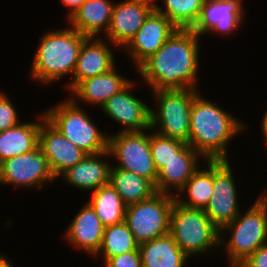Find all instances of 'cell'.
Instances as JSON below:
<instances>
[{"label": "cell", "instance_id": "1", "mask_svg": "<svg viewBox=\"0 0 267 267\" xmlns=\"http://www.w3.org/2000/svg\"><path fill=\"white\" fill-rule=\"evenodd\" d=\"M199 38L192 29L175 30L162 47L137 68L139 77L151 91L185 88L197 90Z\"/></svg>", "mask_w": 267, "mask_h": 267}, {"label": "cell", "instance_id": "2", "mask_svg": "<svg viewBox=\"0 0 267 267\" xmlns=\"http://www.w3.org/2000/svg\"><path fill=\"white\" fill-rule=\"evenodd\" d=\"M245 127L240 119L199 91L192 103L188 144L205 160H229L228 143Z\"/></svg>", "mask_w": 267, "mask_h": 267}, {"label": "cell", "instance_id": "3", "mask_svg": "<svg viewBox=\"0 0 267 267\" xmlns=\"http://www.w3.org/2000/svg\"><path fill=\"white\" fill-rule=\"evenodd\" d=\"M68 27L42 34L30 70L34 81L49 86L66 75L73 76L81 46L88 37Z\"/></svg>", "mask_w": 267, "mask_h": 267}, {"label": "cell", "instance_id": "4", "mask_svg": "<svg viewBox=\"0 0 267 267\" xmlns=\"http://www.w3.org/2000/svg\"><path fill=\"white\" fill-rule=\"evenodd\" d=\"M251 206L220 231V247L226 250L230 267H238L267 243V190ZM227 233H230L229 240L225 238Z\"/></svg>", "mask_w": 267, "mask_h": 267}, {"label": "cell", "instance_id": "5", "mask_svg": "<svg viewBox=\"0 0 267 267\" xmlns=\"http://www.w3.org/2000/svg\"><path fill=\"white\" fill-rule=\"evenodd\" d=\"M44 112L46 119L86 154L108 150L109 134L100 131L77 101L67 98Z\"/></svg>", "mask_w": 267, "mask_h": 267}, {"label": "cell", "instance_id": "6", "mask_svg": "<svg viewBox=\"0 0 267 267\" xmlns=\"http://www.w3.org/2000/svg\"><path fill=\"white\" fill-rule=\"evenodd\" d=\"M170 234L189 257L212 253L221 246L220 230L204 210L183 206L176 200L170 214Z\"/></svg>", "mask_w": 267, "mask_h": 267}, {"label": "cell", "instance_id": "7", "mask_svg": "<svg viewBox=\"0 0 267 267\" xmlns=\"http://www.w3.org/2000/svg\"><path fill=\"white\" fill-rule=\"evenodd\" d=\"M197 91L191 88L152 91L156 100L154 106L158 108L155 111L151 107L150 129L188 144L191 108Z\"/></svg>", "mask_w": 267, "mask_h": 267}, {"label": "cell", "instance_id": "8", "mask_svg": "<svg viewBox=\"0 0 267 267\" xmlns=\"http://www.w3.org/2000/svg\"><path fill=\"white\" fill-rule=\"evenodd\" d=\"M175 195L155 193L126 207L125 222L140 244L170 233V214Z\"/></svg>", "mask_w": 267, "mask_h": 267}, {"label": "cell", "instance_id": "9", "mask_svg": "<svg viewBox=\"0 0 267 267\" xmlns=\"http://www.w3.org/2000/svg\"><path fill=\"white\" fill-rule=\"evenodd\" d=\"M150 130L109 134L108 151L109 158L114 156L115 161L118 160L117 165H112V168L131 171L156 186L158 171L150 149Z\"/></svg>", "mask_w": 267, "mask_h": 267}, {"label": "cell", "instance_id": "10", "mask_svg": "<svg viewBox=\"0 0 267 267\" xmlns=\"http://www.w3.org/2000/svg\"><path fill=\"white\" fill-rule=\"evenodd\" d=\"M231 168L229 160H213V195L204 212L220 231L241 212Z\"/></svg>", "mask_w": 267, "mask_h": 267}, {"label": "cell", "instance_id": "11", "mask_svg": "<svg viewBox=\"0 0 267 267\" xmlns=\"http://www.w3.org/2000/svg\"><path fill=\"white\" fill-rule=\"evenodd\" d=\"M56 180L47 157L38 146L32 152L9 158L0 163V184L19 188H41Z\"/></svg>", "mask_w": 267, "mask_h": 267}, {"label": "cell", "instance_id": "12", "mask_svg": "<svg viewBox=\"0 0 267 267\" xmlns=\"http://www.w3.org/2000/svg\"><path fill=\"white\" fill-rule=\"evenodd\" d=\"M178 28L163 14L153 9L146 17L143 26L124 47L125 54L133 61L136 69L152 54L157 52L164 42Z\"/></svg>", "mask_w": 267, "mask_h": 267}, {"label": "cell", "instance_id": "13", "mask_svg": "<svg viewBox=\"0 0 267 267\" xmlns=\"http://www.w3.org/2000/svg\"><path fill=\"white\" fill-rule=\"evenodd\" d=\"M135 83L131 81L124 89L114 94L101 107L111 120L119 123V132L143 131L150 129L151 107L142 99L135 97L133 90Z\"/></svg>", "mask_w": 267, "mask_h": 267}, {"label": "cell", "instance_id": "14", "mask_svg": "<svg viewBox=\"0 0 267 267\" xmlns=\"http://www.w3.org/2000/svg\"><path fill=\"white\" fill-rule=\"evenodd\" d=\"M38 146L47 157L56 179L86 156L84 151L65 138L46 118L40 125Z\"/></svg>", "mask_w": 267, "mask_h": 267}, {"label": "cell", "instance_id": "15", "mask_svg": "<svg viewBox=\"0 0 267 267\" xmlns=\"http://www.w3.org/2000/svg\"><path fill=\"white\" fill-rule=\"evenodd\" d=\"M153 9L154 6L151 4L139 2L123 0L115 3L108 30L103 37L110 42L111 46L124 49Z\"/></svg>", "mask_w": 267, "mask_h": 267}, {"label": "cell", "instance_id": "16", "mask_svg": "<svg viewBox=\"0 0 267 267\" xmlns=\"http://www.w3.org/2000/svg\"><path fill=\"white\" fill-rule=\"evenodd\" d=\"M110 42L102 37H88L81 46L73 80L66 83L71 91L80 81L98 76L113 69L116 65Z\"/></svg>", "mask_w": 267, "mask_h": 267}, {"label": "cell", "instance_id": "17", "mask_svg": "<svg viewBox=\"0 0 267 267\" xmlns=\"http://www.w3.org/2000/svg\"><path fill=\"white\" fill-rule=\"evenodd\" d=\"M245 10L230 2L205 1L192 30L199 36L208 33L230 35L240 28Z\"/></svg>", "mask_w": 267, "mask_h": 267}, {"label": "cell", "instance_id": "18", "mask_svg": "<svg viewBox=\"0 0 267 267\" xmlns=\"http://www.w3.org/2000/svg\"><path fill=\"white\" fill-rule=\"evenodd\" d=\"M66 229V242L96 257L102 243L104 226L91 205L86 202Z\"/></svg>", "mask_w": 267, "mask_h": 267}, {"label": "cell", "instance_id": "19", "mask_svg": "<svg viewBox=\"0 0 267 267\" xmlns=\"http://www.w3.org/2000/svg\"><path fill=\"white\" fill-rule=\"evenodd\" d=\"M105 156H110L108 150L97 154H86L80 162L68 168L59 178L61 177L66 183L72 185L71 187L86 192L97 190L109 184L112 166L105 161Z\"/></svg>", "mask_w": 267, "mask_h": 267}, {"label": "cell", "instance_id": "20", "mask_svg": "<svg viewBox=\"0 0 267 267\" xmlns=\"http://www.w3.org/2000/svg\"><path fill=\"white\" fill-rule=\"evenodd\" d=\"M116 66L110 71L80 81L70 92L73 101L83 102L89 105H97L100 108L114 94L124 89L132 80L117 73Z\"/></svg>", "mask_w": 267, "mask_h": 267}, {"label": "cell", "instance_id": "21", "mask_svg": "<svg viewBox=\"0 0 267 267\" xmlns=\"http://www.w3.org/2000/svg\"><path fill=\"white\" fill-rule=\"evenodd\" d=\"M199 158L203 164L206 161L192 146L187 144L173 159L158 171L156 191L158 193L172 194V189L177 193L185 186L194 172L200 168ZM172 188V189H171Z\"/></svg>", "mask_w": 267, "mask_h": 267}, {"label": "cell", "instance_id": "22", "mask_svg": "<svg viewBox=\"0 0 267 267\" xmlns=\"http://www.w3.org/2000/svg\"><path fill=\"white\" fill-rule=\"evenodd\" d=\"M114 4L112 0H86L68 19V26L86 37L100 38L108 30Z\"/></svg>", "mask_w": 267, "mask_h": 267}, {"label": "cell", "instance_id": "23", "mask_svg": "<svg viewBox=\"0 0 267 267\" xmlns=\"http://www.w3.org/2000/svg\"><path fill=\"white\" fill-rule=\"evenodd\" d=\"M45 118L43 112L37 117L39 121L21 122L13 128L0 132V163L37 148L40 125Z\"/></svg>", "mask_w": 267, "mask_h": 267}, {"label": "cell", "instance_id": "24", "mask_svg": "<svg viewBox=\"0 0 267 267\" xmlns=\"http://www.w3.org/2000/svg\"><path fill=\"white\" fill-rule=\"evenodd\" d=\"M139 251L142 267H185L190 259L170 233L140 243Z\"/></svg>", "mask_w": 267, "mask_h": 267}, {"label": "cell", "instance_id": "25", "mask_svg": "<svg viewBox=\"0 0 267 267\" xmlns=\"http://www.w3.org/2000/svg\"><path fill=\"white\" fill-rule=\"evenodd\" d=\"M205 162L207 167L198 168L179 191L180 193L175 194V200L181 205L203 210L208 205L213 195V160Z\"/></svg>", "mask_w": 267, "mask_h": 267}, {"label": "cell", "instance_id": "26", "mask_svg": "<svg viewBox=\"0 0 267 267\" xmlns=\"http://www.w3.org/2000/svg\"><path fill=\"white\" fill-rule=\"evenodd\" d=\"M109 184L127 206L149 199L157 193L155 185L150 180L120 168H111Z\"/></svg>", "mask_w": 267, "mask_h": 267}, {"label": "cell", "instance_id": "27", "mask_svg": "<svg viewBox=\"0 0 267 267\" xmlns=\"http://www.w3.org/2000/svg\"><path fill=\"white\" fill-rule=\"evenodd\" d=\"M94 209L104 227L125 221L127 205L110 185H104L91 192L87 201Z\"/></svg>", "mask_w": 267, "mask_h": 267}, {"label": "cell", "instance_id": "28", "mask_svg": "<svg viewBox=\"0 0 267 267\" xmlns=\"http://www.w3.org/2000/svg\"><path fill=\"white\" fill-rule=\"evenodd\" d=\"M138 249L139 243L135 240L133 233L124 221L104 227L102 243L96 256L101 255L105 264L112 257Z\"/></svg>", "mask_w": 267, "mask_h": 267}, {"label": "cell", "instance_id": "29", "mask_svg": "<svg viewBox=\"0 0 267 267\" xmlns=\"http://www.w3.org/2000/svg\"><path fill=\"white\" fill-rule=\"evenodd\" d=\"M154 9L165 15L178 29H192L198 21L204 0H161ZM164 9V10H163Z\"/></svg>", "mask_w": 267, "mask_h": 267}, {"label": "cell", "instance_id": "30", "mask_svg": "<svg viewBox=\"0 0 267 267\" xmlns=\"http://www.w3.org/2000/svg\"><path fill=\"white\" fill-rule=\"evenodd\" d=\"M150 133V149L154 165L157 171L173 159L187 143L159 135L156 132Z\"/></svg>", "mask_w": 267, "mask_h": 267}, {"label": "cell", "instance_id": "31", "mask_svg": "<svg viewBox=\"0 0 267 267\" xmlns=\"http://www.w3.org/2000/svg\"><path fill=\"white\" fill-rule=\"evenodd\" d=\"M6 95L5 92L0 91V132L13 128L22 122L18 117L16 106Z\"/></svg>", "mask_w": 267, "mask_h": 267}, {"label": "cell", "instance_id": "32", "mask_svg": "<svg viewBox=\"0 0 267 267\" xmlns=\"http://www.w3.org/2000/svg\"><path fill=\"white\" fill-rule=\"evenodd\" d=\"M103 267H142L139 249L110 258Z\"/></svg>", "mask_w": 267, "mask_h": 267}, {"label": "cell", "instance_id": "33", "mask_svg": "<svg viewBox=\"0 0 267 267\" xmlns=\"http://www.w3.org/2000/svg\"><path fill=\"white\" fill-rule=\"evenodd\" d=\"M238 267H267V243L260 246Z\"/></svg>", "mask_w": 267, "mask_h": 267}, {"label": "cell", "instance_id": "34", "mask_svg": "<svg viewBox=\"0 0 267 267\" xmlns=\"http://www.w3.org/2000/svg\"><path fill=\"white\" fill-rule=\"evenodd\" d=\"M61 1H62L61 3L64 4L66 8H69L68 9L69 12H67V19H70L86 0H61Z\"/></svg>", "mask_w": 267, "mask_h": 267}, {"label": "cell", "instance_id": "35", "mask_svg": "<svg viewBox=\"0 0 267 267\" xmlns=\"http://www.w3.org/2000/svg\"><path fill=\"white\" fill-rule=\"evenodd\" d=\"M263 118H262V121H261V125H260V128L262 129L261 133L263 135V138H264V142H265V145L267 144V109L265 110L264 114H263Z\"/></svg>", "mask_w": 267, "mask_h": 267}, {"label": "cell", "instance_id": "36", "mask_svg": "<svg viewBox=\"0 0 267 267\" xmlns=\"http://www.w3.org/2000/svg\"><path fill=\"white\" fill-rule=\"evenodd\" d=\"M12 262L9 261L7 256L1 254L0 255V267H13L14 265L11 264Z\"/></svg>", "mask_w": 267, "mask_h": 267}, {"label": "cell", "instance_id": "37", "mask_svg": "<svg viewBox=\"0 0 267 267\" xmlns=\"http://www.w3.org/2000/svg\"><path fill=\"white\" fill-rule=\"evenodd\" d=\"M204 1H211V2H230L233 4L238 5L239 7H241L244 10V7L242 6V0H204Z\"/></svg>", "mask_w": 267, "mask_h": 267}, {"label": "cell", "instance_id": "38", "mask_svg": "<svg viewBox=\"0 0 267 267\" xmlns=\"http://www.w3.org/2000/svg\"><path fill=\"white\" fill-rule=\"evenodd\" d=\"M125 1H130V2H139V3H143V4H151L153 6H155V2L157 0H125Z\"/></svg>", "mask_w": 267, "mask_h": 267}]
</instances>
